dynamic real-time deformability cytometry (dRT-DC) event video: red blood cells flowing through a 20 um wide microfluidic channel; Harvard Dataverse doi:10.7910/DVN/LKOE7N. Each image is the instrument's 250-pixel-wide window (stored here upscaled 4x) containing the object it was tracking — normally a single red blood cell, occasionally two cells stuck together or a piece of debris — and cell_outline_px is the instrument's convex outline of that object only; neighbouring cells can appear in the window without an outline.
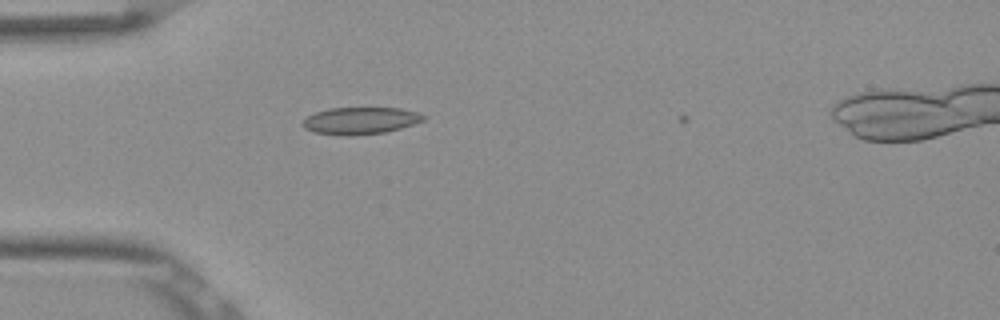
{"species": "Egyptian fruit bat (a non-hibernating species)", "species_latin": "Rousettus aegyptiacus", "temperature_condition": "room temperature", "stored_images_in_passage": 4, "camera_frame_rate_fps": 3000, "um_per_image_px": 0.085, "frame": {"image": 1, "passage_image": 3, "time_ms": 0.667, "image_size_px": [1000, 320], "cell_outline_px": [[424, 120], [400, 128], [384, 132], [348, 136], [340, 136], [312, 132], [304, 128], [300, 124], [308, 116], [316, 112], [328, 108], [400, 108], [416, 112], [424, 116]], "centroid_in_image_um": [30.56, 10.26], "position_along_channel_um": 54.4, "area_um2": 18.96}}